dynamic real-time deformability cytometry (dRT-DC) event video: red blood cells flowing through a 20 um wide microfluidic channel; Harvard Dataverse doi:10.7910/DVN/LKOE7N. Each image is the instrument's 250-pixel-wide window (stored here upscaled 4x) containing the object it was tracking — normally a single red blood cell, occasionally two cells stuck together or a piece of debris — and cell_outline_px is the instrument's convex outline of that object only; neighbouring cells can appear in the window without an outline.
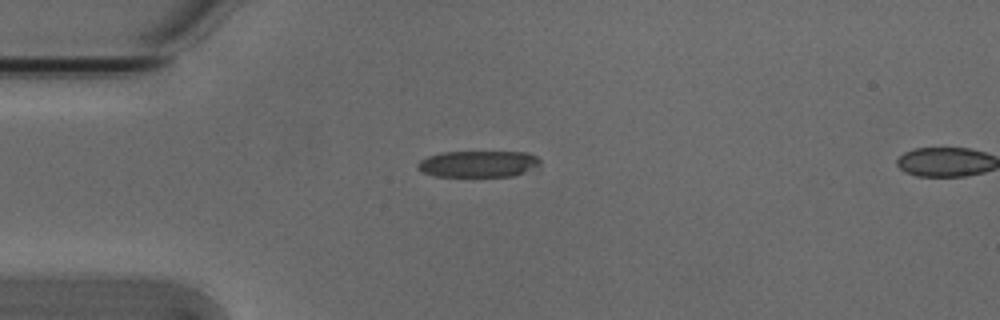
{"species": "Egyptian fruit bat (a non-hibernating species)", "species_latin": "Rousettus aegyptiacus", "temperature_condition": "cold", "stored_images_in_passage": 5, "camera_frame_rate_fps": 3000, "um_per_image_px": 0.085, "animal": {"sex": "male"}, "frame": {"image": 1, "passage_image": 1, "time_ms": 0.0, "image_size_px": [1000, 320], "cell_outline_px": [[540, 168], [512, 176], [436, 176], [424, 172], [416, 164], [420, 160], [428, 156], [440, 152], [528, 152], [536, 156], [540, 160]], "centroid_in_image_um": [40.72, 13.93], "position_along_channel_um": 44.3, "area_um2": 18.96}}